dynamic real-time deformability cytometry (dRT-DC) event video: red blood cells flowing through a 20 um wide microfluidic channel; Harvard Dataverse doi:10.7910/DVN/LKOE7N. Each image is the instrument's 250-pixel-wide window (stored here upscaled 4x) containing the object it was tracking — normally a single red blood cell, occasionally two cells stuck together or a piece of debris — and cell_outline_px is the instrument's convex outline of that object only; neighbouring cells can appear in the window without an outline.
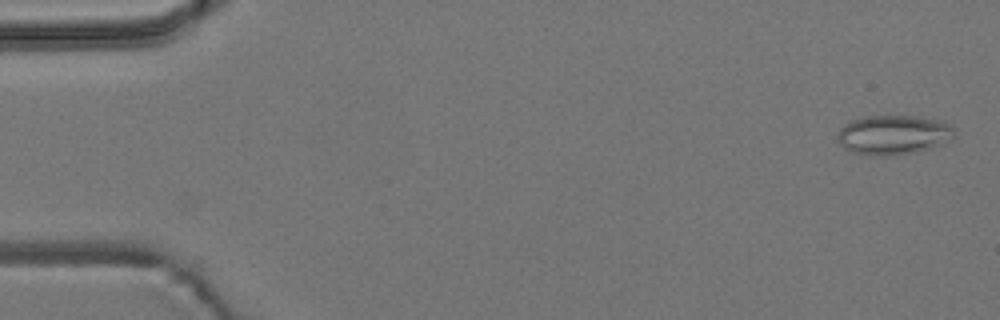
{"species": "common noctule bat (a hibernating species)", "species_latin": "Nyctalus noctula", "temperature_condition": "room temperature", "stored_images_in_passage": 5, "camera_frame_rate_fps": 3000, "um_per_image_px": 0.085, "animal": {"sex": "male", "body_mass_g": 19.2, "forearm_length_mm": 51.8}, "frame": {"image": 1, "passage_image": 5, "time_ms": 1.333, "image_size_px": [1000, 320], "cell_outline_px": [[956, 136], [952, 140], [944, 144], [932, 148], [916, 152], [888, 156], [872, 156], [852, 152], [844, 148], [836, 140], [836, 136], [840, 128], [848, 120], [864, 116], [920, 116], [952, 124]], "centroid_in_image_um": [75.94, 11.46], "position_along_channel_um": 9.1, "area_um2": 27.57}}